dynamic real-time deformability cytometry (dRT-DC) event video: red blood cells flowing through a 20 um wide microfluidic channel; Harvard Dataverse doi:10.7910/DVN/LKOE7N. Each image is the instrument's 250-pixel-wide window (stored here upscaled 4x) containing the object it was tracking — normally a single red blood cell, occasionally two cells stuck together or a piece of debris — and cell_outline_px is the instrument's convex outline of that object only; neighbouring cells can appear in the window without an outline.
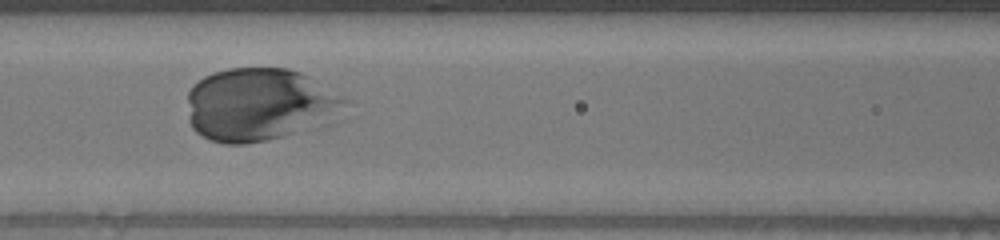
{"species": "human", "species_latin": "Homo sapiens", "temperature_condition": "warm", "stored_images_in_passage": 42, "camera_frame_rate_fps": 3000, "um_per_image_px": 0.085, "donor": {"sex": "male"}, "frame": {"image": 1, "passage_image": 22, "time_ms": 7.0, "image_size_px": [1000, 240], "cell_outline_px": [[348, 120], [324, 128], [268, 140], [244, 144], [224, 144], [212, 140], [196, 132], [192, 128], [188, 100], [188, 92], [204, 76], [228, 68], [288, 68], [300, 72], [308, 76], [348, 100]], "centroid_in_image_um": [22.26, 8.94], "position_along_channel_um": 144.3, "area_um2": 68.78}}